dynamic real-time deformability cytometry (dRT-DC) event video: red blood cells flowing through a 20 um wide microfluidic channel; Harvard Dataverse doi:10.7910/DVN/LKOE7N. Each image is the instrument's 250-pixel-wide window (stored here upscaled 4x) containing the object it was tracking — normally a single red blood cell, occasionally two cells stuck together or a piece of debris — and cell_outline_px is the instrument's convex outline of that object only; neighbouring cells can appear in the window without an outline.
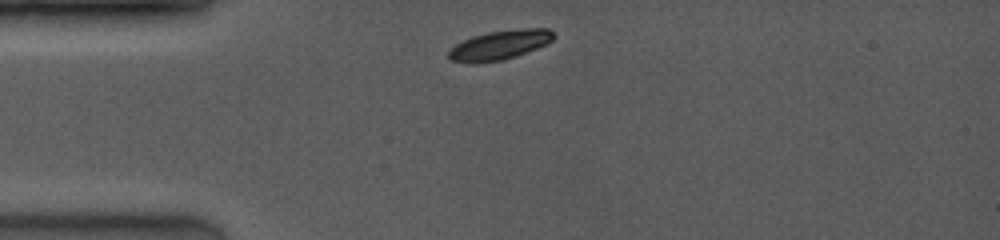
{"species": "common noctule bat (a hibernating species)", "species_latin": "Nyctalus noctula", "temperature_condition": "room temperature", "stored_images_in_passage": 4, "camera_frame_rate_fps": 4000, "um_per_image_px": 0.085, "animal": {"sex": "female", "body_mass_g": 19.0, "forearm_length_mm": 53.3}, "frame": {"image": 1, "passage_image": 1, "time_ms": 0.0, "image_size_px": [1000, 240], "cell_outline_px": [[556, 36], [548, 44], [516, 56], [504, 60], [476, 64], [468, 64], [452, 60], [448, 56], [448, 52], [456, 44], [472, 36], [488, 32], [520, 28], [548, 28]], "centroid_in_image_um": [42.49, 3.83], "position_along_channel_um": 42.5, "area_um2": 18.21}}